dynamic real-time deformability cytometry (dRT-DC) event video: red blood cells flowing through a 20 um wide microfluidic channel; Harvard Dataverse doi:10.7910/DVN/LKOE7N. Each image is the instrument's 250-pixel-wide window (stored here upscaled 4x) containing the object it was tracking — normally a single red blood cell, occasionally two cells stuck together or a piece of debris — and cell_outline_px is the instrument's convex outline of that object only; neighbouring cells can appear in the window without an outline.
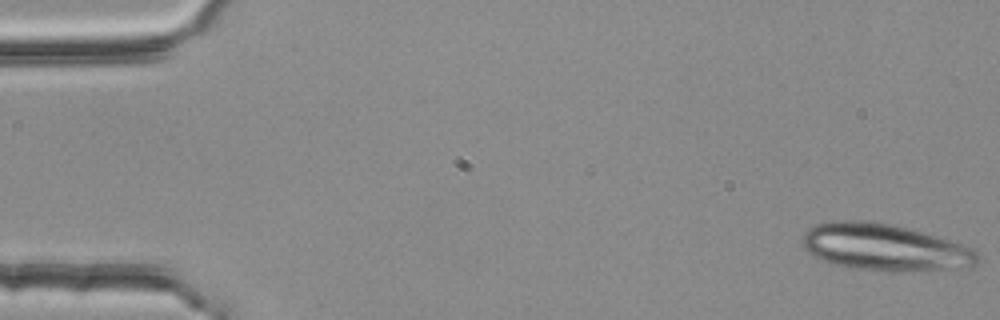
{"species": "common noctule bat (a hibernating species)", "species_latin": "Nyctalus noctula", "temperature_condition": "room temperature", "stored_images_in_passage": 5, "camera_frame_rate_fps": 3000, "um_per_image_px": 0.085, "animal": {"sex": "female", "body_mass_g": 25.1}, "frame": {"image": 1, "passage_image": 1, "time_ms": 0.0, "image_size_px": [1000, 320], "cell_outline_px": [[980, 260], [972, 268], [912, 272], [888, 272], [856, 268], [832, 264], [812, 256], [804, 248], [800, 240], [800, 236], [808, 228], [816, 224], [832, 220], [872, 220], [892, 224], [936, 236], [972, 248], [980, 252]], "centroid_in_image_um": [75.2, 21.04], "position_along_channel_um": 9.8, "area_um2": 48.9}}